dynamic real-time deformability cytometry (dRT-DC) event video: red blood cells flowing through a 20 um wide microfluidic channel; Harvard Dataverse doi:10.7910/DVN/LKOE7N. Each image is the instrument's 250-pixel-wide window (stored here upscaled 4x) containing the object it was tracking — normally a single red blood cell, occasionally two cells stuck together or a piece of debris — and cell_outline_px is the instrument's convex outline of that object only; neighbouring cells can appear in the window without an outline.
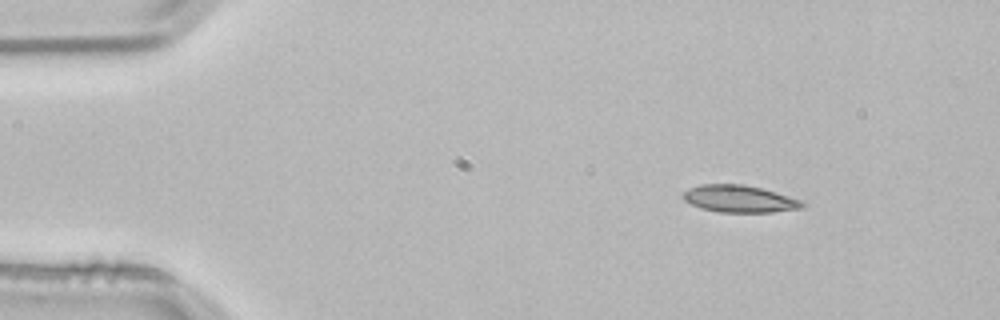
{"species": "common noctule bat (a hibernating species)", "species_latin": "Nyctalus noctula", "temperature_condition": "room temperature", "stored_images_in_passage": 3, "camera_frame_rate_fps": 3000, "um_per_image_px": 0.085, "animal": {"sex": "male", "body_mass_g": 21.5, "forearm_length_mm": 52.0}, "frame": {"image": 1, "passage_image": 1, "time_ms": 0.0, "image_size_px": [1000, 320], "cell_outline_px": [[804, 208], [772, 212], [720, 212], [700, 208], [684, 200], [684, 192], [688, 188], [700, 184], [740, 184], [760, 188], [804, 200]], "centroid_in_image_um": [62.87, 16.9], "position_along_channel_um": 22.1, "area_um2": 18.79}}
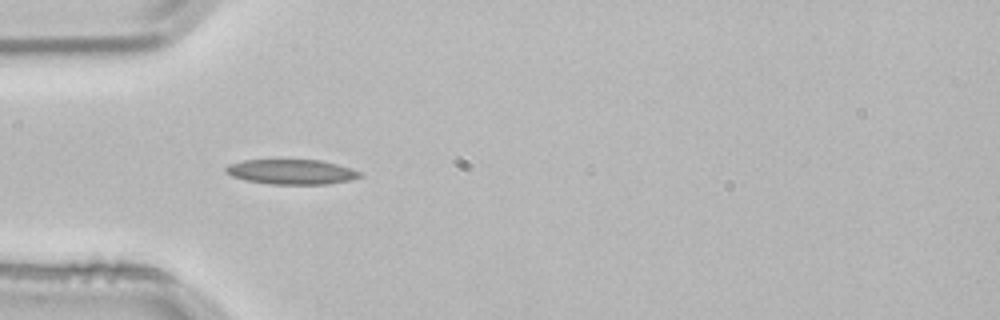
{"frame": {"image": 2, "passage_image": 3, "time_ms": 0.667, "image_size_px": [1000, 320], "cell_outline_px": [[364, 176], [348, 180], [328, 184], [268, 184], [244, 180], [232, 176], [224, 172], [224, 168], [228, 164], [244, 160], [320, 160], [336, 164], [360, 172]], "centroid_in_image_um": [24.72, 14.61], "position_along_channel_um": 60.3, "area_um2": 19.42}}